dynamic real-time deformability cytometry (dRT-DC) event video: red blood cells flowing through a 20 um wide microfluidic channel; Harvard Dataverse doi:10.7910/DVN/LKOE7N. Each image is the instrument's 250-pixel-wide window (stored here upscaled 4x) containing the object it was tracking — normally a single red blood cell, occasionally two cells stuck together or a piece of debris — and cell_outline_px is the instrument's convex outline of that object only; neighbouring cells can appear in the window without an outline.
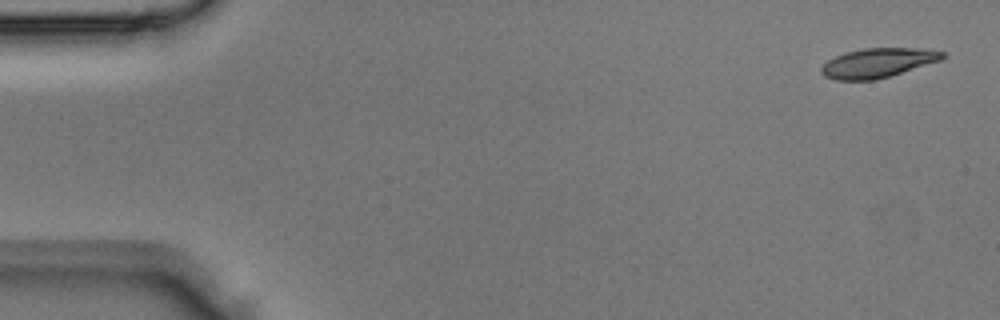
{"species": "Egyptian fruit bat (a non-hibernating species)", "species_latin": "Rousettus aegyptiacus", "temperature_condition": "room temperature", "stored_images_in_passage": 4, "camera_frame_rate_fps": 3000, "um_per_image_px": 0.085, "animal": {"sex": "male"}, "frame": {"image": 1, "passage_image": 1, "time_ms": 0.0, "image_size_px": [1000, 320], "cell_outline_px": [[944, 56], [940, 60], [876, 80], [836, 80], [824, 76], [820, 72], [820, 68], [828, 60], [836, 56], [848, 52], [864, 48], [916, 48], [944, 52]], "centroid_in_image_um": [74.56, 5.35], "position_along_channel_um": 10.4, "area_um2": 20.4}}